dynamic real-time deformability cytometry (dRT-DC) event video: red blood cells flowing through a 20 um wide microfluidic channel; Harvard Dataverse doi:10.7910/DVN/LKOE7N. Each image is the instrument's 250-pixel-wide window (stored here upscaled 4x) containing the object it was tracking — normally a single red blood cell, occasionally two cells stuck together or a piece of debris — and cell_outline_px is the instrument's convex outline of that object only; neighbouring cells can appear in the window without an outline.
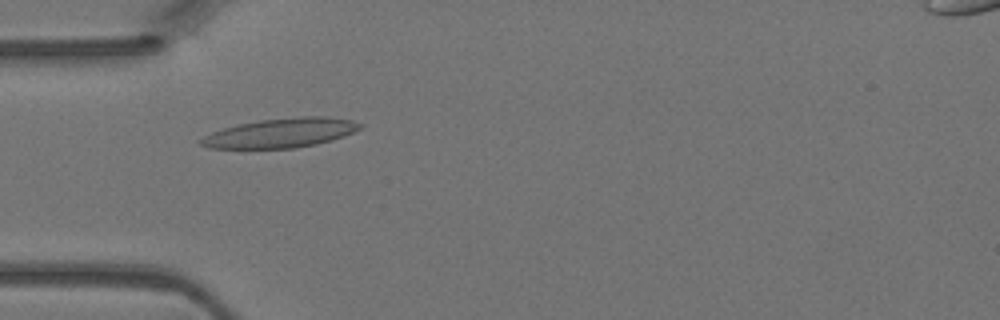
{"species": "Egyptian fruit bat (a non-hibernating species)", "species_latin": "Rousettus aegyptiacus", "temperature_condition": "warm", "stored_images_in_passage": 5, "camera_frame_rate_fps": 3000, "um_per_image_px": 0.085, "animal": {"sex": "female"}, "frame": {"image": 1, "passage_image": 4, "time_ms": 1.0, "image_size_px": [1000, 320], "cell_outline_px": [[364, 124], [360, 128], [344, 136], [332, 140], [316, 144], [292, 148], [208, 148], [200, 144], [196, 140], [212, 132], [236, 124], [260, 120], [304, 116], [324, 116], [352, 120]], "centroid_in_image_um": [23.84, 11.3], "position_along_channel_um": 61.2, "area_um2": 27.17}}
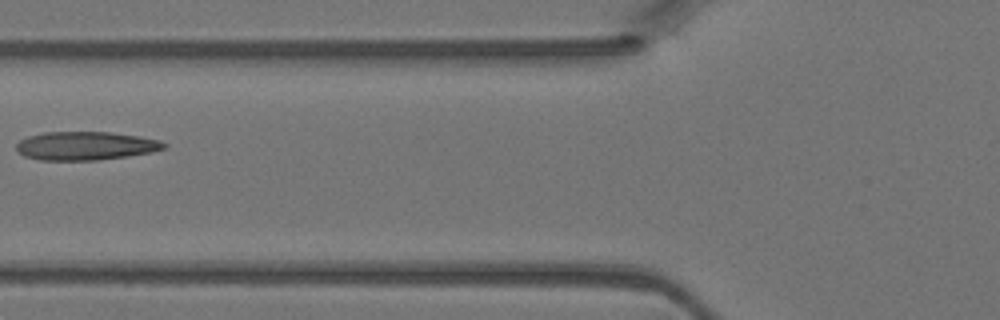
{"frame": {"image": 2, "passage_image": 5, "time_ms": 1.333, "image_size_px": [1000, 320], "cell_outline_px": [[168, 148], [152, 152], [128, 156], [96, 160], [40, 160], [24, 156], [16, 152], [16, 144], [20, 140], [28, 136], [44, 132], [108, 132], [140, 136], [160, 140], [168, 144]], "centroid_in_image_um": [7.29, 12.39], "position_along_channel_um": 118.5, "area_um2": 24.74}}